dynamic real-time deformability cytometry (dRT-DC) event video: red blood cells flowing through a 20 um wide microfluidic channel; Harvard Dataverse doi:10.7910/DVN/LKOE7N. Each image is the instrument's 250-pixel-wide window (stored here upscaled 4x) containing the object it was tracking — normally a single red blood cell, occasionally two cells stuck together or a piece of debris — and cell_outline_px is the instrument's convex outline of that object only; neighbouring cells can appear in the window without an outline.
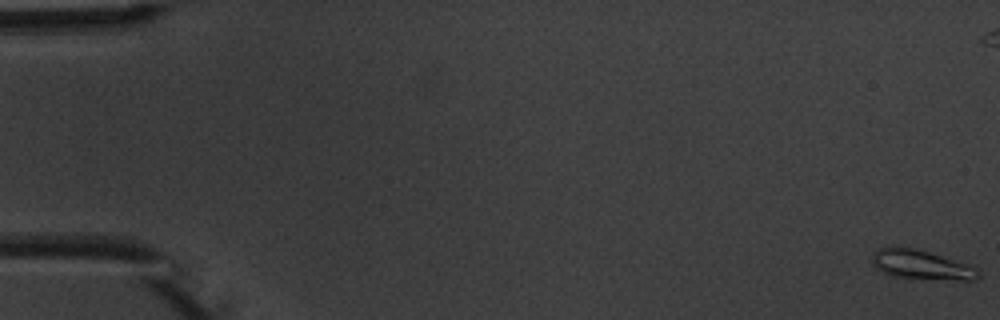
{"species": "common noctule bat (a hibernating species)", "species_latin": "Nyctalus noctula", "temperature_condition": "warm", "stored_images_in_passage": 3, "camera_frame_rate_fps": 3000, "um_per_image_px": 0.085, "animal": {"sex": "male", "body_mass_g": 20.1, "forearm_length_mm": 53.5}, "frame": {"image": 1, "passage_image": 3, "time_ms": 3.333, "image_size_px": [1000, 320], "cell_outline_px": [[980, 276], [976, 280], [964, 280], [888, 276], [880, 272], [872, 264], [872, 252], [880, 248], [892, 244], [916, 248], [972, 264], [980, 272]], "centroid_in_image_um": [78.28, 22.47], "position_along_channel_um": 6.7, "area_um2": 18.79}}